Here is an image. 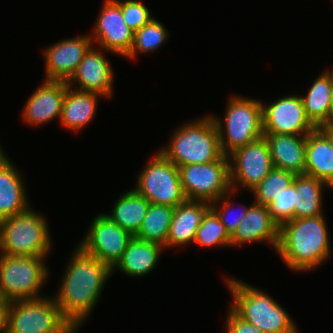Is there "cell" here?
Masks as SVG:
<instances>
[{
    "instance_id": "obj_16",
    "label": "cell",
    "mask_w": 333,
    "mask_h": 333,
    "mask_svg": "<svg viewBox=\"0 0 333 333\" xmlns=\"http://www.w3.org/2000/svg\"><path fill=\"white\" fill-rule=\"evenodd\" d=\"M93 45L90 34L65 38L43 49L45 80L68 81Z\"/></svg>"
},
{
    "instance_id": "obj_34",
    "label": "cell",
    "mask_w": 333,
    "mask_h": 333,
    "mask_svg": "<svg viewBox=\"0 0 333 333\" xmlns=\"http://www.w3.org/2000/svg\"><path fill=\"white\" fill-rule=\"evenodd\" d=\"M120 8L125 24L133 32L154 18L150 9L140 0H120Z\"/></svg>"
},
{
    "instance_id": "obj_29",
    "label": "cell",
    "mask_w": 333,
    "mask_h": 333,
    "mask_svg": "<svg viewBox=\"0 0 333 333\" xmlns=\"http://www.w3.org/2000/svg\"><path fill=\"white\" fill-rule=\"evenodd\" d=\"M169 36L170 33L164 24L153 18L134 32L132 48L125 58L134 60L142 53L158 51L163 44H166Z\"/></svg>"
},
{
    "instance_id": "obj_35",
    "label": "cell",
    "mask_w": 333,
    "mask_h": 333,
    "mask_svg": "<svg viewBox=\"0 0 333 333\" xmlns=\"http://www.w3.org/2000/svg\"><path fill=\"white\" fill-rule=\"evenodd\" d=\"M226 316L225 333H263L258 327L239 318L230 308Z\"/></svg>"
},
{
    "instance_id": "obj_38",
    "label": "cell",
    "mask_w": 333,
    "mask_h": 333,
    "mask_svg": "<svg viewBox=\"0 0 333 333\" xmlns=\"http://www.w3.org/2000/svg\"><path fill=\"white\" fill-rule=\"evenodd\" d=\"M5 311H0V333H4Z\"/></svg>"
},
{
    "instance_id": "obj_3",
    "label": "cell",
    "mask_w": 333,
    "mask_h": 333,
    "mask_svg": "<svg viewBox=\"0 0 333 333\" xmlns=\"http://www.w3.org/2000/svg\"><path fill=\"white\" fill-rule=\"evenodd\" d=\"M224 281L233 297L228 308L239 318L263 333H299L292 316L268 293L233 276Z\"/></svg>"
},
{
    "instance_id": "obj_36",
    "label": "cell",
    "mask_w": 333,
    "mask_h": 333,
    "mask_svg": "<svg viewBox=\"0 0 333 333\" xmlns=\"http://www.w3.org/2000/svg\"><path fill=\"white\" fill-rule=\"evenodd\" d=\"M318 129L329 139L331 148L333 149V124L318 127Z\"/></svg>"
},
{
    "instance_id": "obj_9",
    "label": "cell",
    "mask_w": 333,
    "mask_h": 333,
    "mask_svg": "<svg viewBox=\"0 0 333 333\" xmlns=\"http://www.w3.org/2000/svg\"><path fill=\"white\" fill-rule=\"evenodd\" d=\"M139 173L133 189L150 203L175 208L187 200L178 167L159 150L151 156Z\"/></svg>"
},
{
    "instance_id": "obj_10",
    "label": "cell",
    "mask_w": 333,
    "mask_h": 333,
    "mask_svg": "<svg viewBox=\"0 0 333 333\" xmlns=\"http://www.w3.org/2000/svg\"><path fill=\"white\" fill-rule=\"evenodd\" d=\"M187 200L212 203L232 191L228 156L205 164L178 167Z\"/></svg>"
},
{
    "instance_id": "obj_12",
    "label": "cell",
    "mask_w": 333,
    "mask_h": 333,
    "mask_svg": "<svg viewBox=\"0 0 333 333\" xmlns=\"http://www.w3.org/2000/svg\"><path fill=\"white\" fill-rule=\"evenodd\" d=\"M77 245L111 269L121 259L124 250L134 235L114 223L104 213L95 215L90 226Z\"/></svg>"
},
{
    "instance_id": "obj_14",
    "label": "cell",
    "mask_w": 333,
    "mask_h": 333,
    "mask_svg": "<svg viewBox=\"0 0 333 333\" xmlns=\"http://www.w3.org/2000/svg\"><path fill=\"white\" fill-rule=\"evenodd\" d=\"M262 106L263 134L308 135L316 127L307 118L300 95L289 94Z\"/></svg>"
},
{
    "instance_id": "obj_17",
    "label": "cell",
    "mask_w": 333,
    "mask_h": 333,
    "mask_svg": "<svg viewBox=\"0 0 333 333\" xmlns=\"http://www.w3.org/2000/svg\"><path fill=\"white\" fill-rule=\"evenodd\" d=\"M66 81L43 80L22 108V119L29 126L39 127L55 119L60 120Z\"/></svg>"
},
{
    "instance_id": "obj_18",
    "label": "cell",
    "mask_w": 333,
    "mask_h": 333,
    "mask_svg": "<svg viewBox=\"0 0 333 333\" xmlns=\"http://www.w3.org/2000/svg\"><path fill=\"white\" fill-rule=\"evenodd\" d=\"M279 241V225L271 218L267 206L253 201L246 215L231 235V246L250 243H266L276 251Z\"/></svg>"
},
{
    "instance_id": "obj_39",
    "label": "cell",
    "mask_w": 333,
    "mask_h": 333,
    "mask_svg": "<svg viewBox=\"0 0 333 333\" xmlns=\"http://www.w3.org/2000/svg\"><path fill=\"white\" fill-rule=\"evenodd\" d=\"M7 302L4 300L0 290V311H6Z\"/></svg>"
},
{
    "instance_id": "obj_32",
    "label": "cell",
    "mask_w": 333,
    "mask_h": 333,
    "mask_svg": "<svg viewBox=\"0 0 333 333\" xmlns=\"http://www.w3.org/2000/svg\"><path fill=\"white\" fill-rule=\"evenodd\" d=\"M235 194H237V192L232 190L224 196L220 197L218 200L210 203V208L217 214L220 221L225 225V229L230 236L236 230L238 224L242 221L251 205L249 204V206H247L239 204L238 210L235 209L234 204L236 203L230 200V196H235ZM234 210H237V213H233Z\"/></svg>"
},
{
    "instance_id": "obj_7",
    "label": "cell",
    "mask_w": 333,
    "mask_h": 333,
    "mask_svg": "<svg viewBox=\"0 0 333 333\" xmlns=\"http://www.w3.org/2000/svg\"><path fill=\"white\" fill-rule=\"evenodd\" d=\"M4 333H79L64 318L54 298L7 303Z\"/></svg>"
},
{
    "instance_id": "obj_4",
    "label": "cell",
    "mask_w": 333,
    "mask_h": 333,
    "mask_svg": "<svg viewBox=\"0 0 333 333\" xmlns=\"http://www.w3.org/2000/svg\"><path fill=\"white\" fill-rule=\"evenodd\" d=\"M173 130L169 143L159 151L177 167L214 162L224 156L211 114L184 122Z\"/></svg>"
},
{
    "instance_id": "obj_37",
    "label": "cell",
    "mask_w": 333,
    "mask_h": 333,
    "mask_svg": "<svg viewBox=\"0 0 333 333\" xmlns=\"http://www.w3.org/2000/svg\"><path fill=\"white\" fill-rule=\"evenodd\" d=\"M330 83H331L330 124H333V66L330 68Z\"/></svg>"
},
{
    "instance_id": "obj_30",
    "label": "cell",
    "mask_w": 333,
    "mask_h": 333,
    "mask_svg": "<svg viewBox=\"0 0 333 333\" xmlns=\"http://www.w3.org/2000/svg\"><path fill=\"white\" fill-rule=\"evenodd\" d=\"M194 244L206 248H231V236L211 208L203 216L202 222L196 231Z\"/></svg>"
},
{
    "instance_id": "obj_8",
    "label": "cell",
    "mask_w": 333,
    "mask_h": 333,
    "mask_svg": "<svg viewBox=\"0 0 333 333\" xmlns=\"http://www.w3.org/2000/svg\"><path fill=\"white\" fill-rule=\"evenodd\" d=\"M46 258L0 253V290L7 303L45 297L40 293L50 273Z\"/></svg>"
},
{
    "instance_id": "obj_11",
    "label": "cell",
    "mask_w": 333,
    "mask_h": 333,
    "mask_svg": "<svg viewBox=\"0 0 333 333\" xmlns=\"http://www.w3.org/2000/svg\"><path fill=\"white\" fill-rule=\"evenodd\" d=\"M228 159L231 189L236 192L242 188L250 192L274 168L264 136L236 149Z\"/></svg>"
},
{
    "instance_id": "obj_15",
    "label": "cell",
    "mask_w": 333,
    "mask_h": 333,
    "mask_svg": "<svg viewBox=\"0 0 333 333\" xmlns=\"http://www.w3.org/2000/svg\"><path fill=\"white\" fill-rule=\"evenodd\" d=\"M92 45L77 66L67 85L73 89L93 92L105 99L111 98L114 91V72L103 48ZM76 84V86H75ZM75 87V88H74Z\"/></svg>"
},
{
    "instance_id": "obj_24",
    "label": "cell",
    "mask_w": 333,
    "mask_h": 333,
    "mask_svg": "<svg viewBox=\"0 0 333 333\" xmlns=\"http://www.w3.org/2000/svg\"><path fill=\"white\" fill-rule=\"evenodd\" d=\"M305 174L333 188V149L329 139L318 128L306 136Z\"/></svg>"
},
{
    "instance_id": "obj_33",
    "label": "cell",
    "mask_w": 333,
    "mask_h": 333,
    "mask_svg": "<svg viewBox=\"0 0 333 333\" xmlns=\"http://www.w3.org/2000/svg\"><path fill=\"white\" fill-rule=\"evenodd\" d=\"M295 184H290L283 192L267 205L271 218L280 226L294 219Z\"/></svg>"
},
{
    "instance_id": "obj_40",
    "label": "cell",
    "mask_w": 333,
    "mask_h": 333,
    "mask_svg": "<svg viewBox=\"0 0 333 333\" xmlns=\"http://www.w3.org/2000/svg\"><path fill=\"white\" fill-rule=\"evenodd\" d=\"M5 153L4 149L0 145V157Z\"/></svg>"
},
{
    "instance_id": "obj_23",
    "label": "cell",
    "mask_w": 333,
    "mask_h": 333,
    "mask_svg": "<svg viewBox=\"0 0 333 333\" xmlns=\"http://www.w3.org/2000/svg\"><path fill=\"white\" fill-rule=\"evenodd\" d=\"M100 94L73 89L68 86L59 120L67 131L81 132L95 118Z\"/></svg>"
},
{
    "instance_id": "obj_19",
    "label": "cell",
    "mask_w": 333,
    "mask_h": 333,
    "mask_svg": "<svg viewBox=\"0 0 333 333\" xmlns=\"http://www.w3.org/2000/svg\"><path fill=\"white\" fill-rule=\"evenodd\" d=\"M6 153L0 157V220L12 217L32 205L22 173Z\"/></svg>"
},
{
    "instance_id": "obj_20",
    "label": "cell",
    "mask_w": 333,
    "mask_h": 333,
    "mask_svg": "<svg viewBox=\"0 0 333 333\" xmlns=\"http://www.w3.org/2000/svg\"><path fill=\"white\" fill-rule=\"evenodd\" d=\"M209 209L210 203L205 201L186 200L177 205L172 215L166 249L194 243L196 231Z\"/></svg>"
},
{
    "instance_id": "obj_27",
    "label": "cell",
    "mask_w": 333,
    "mask_h": 333,
    "mask_svg": "<svg viewBox=\"0 0 333 333\" xmlns=\"http://www.w3.org/2000/svg\"><path fill=\"white\" fill-rule=\"evenodd\" d=\"M111 213H104L114 223L135 235L143 222L150 202L133 188L119 195Z\"/></svg>"
},
{
    "instance_id": "obj_5",
    "label": "cell",
    "mask_w": 333,
    "mask_h": 333,
    "mask_svg": "<svg viewBox=\"0 0 333 333\" xmlns=\"http://www.w3.org/2000/svg\"><path fill=\"white\" fill-rule=\"evenodd\" d=\"M48 224L47 218L32 207L0 220V253L47 257L54 242Z\"/></svg>"
},
{
    "instance_id": "obj_21",
    "label": "cell",
    "mask_w": 333,
    "mask_h": 333,
    "mask_svg": "<svg viewBox=\"0 0 333 333\" xmlns=\"http://www.w3.org/2000/svg\"><path fill=\"white\" fill-rule=\"evenodd\" d=\"M165 248L155 242H148L133 237L124 250L121 259L112 268L128 277H143L151 273L159 263Z\"/></svg>"
},
{
    "instance_id": "obj_25",
    "label": "cell",
    "mask_w": 333,
    "mask_h": 333,
    "mask_svg": "<svg viewBox=\"0 0 333 333\" xmlns=\"http://www.w3.org/2000/svg\"><path fill=\"white\" fill-rule=\"evenodd\" d=\"M311 82L307 94L300 95L307 118L316 127L330 124L331 83L330 69L320 72Z\"/></svg>"
},
{
    "instance_id": "obj_2",
    "label": "cell",
    "mask_w": 333,
    "mask_h": 333,
    "mask_svg": "<svg viewBox=\"0 0 333 333\" xmlns=\"http://www.w3.org/2000/svg\"><path fill=\"white\" fill-rule=\"evenodd\" d=\"M324 214L295 218L279 226L276 253L288 269L297 273L315 271L328 261L331 239Z\"/></svg>"
},
{
    "instance_id": "obj_1",
    "label": "cell",
    "mask_w": 333,
    "mask_h": 333,
    "mask_svg": "<svg viewBox=\"0 0 333 333\" xmlns=\"http://www.w3.org/2000/svg\"><path fill=\"white\" fill-rule=\"evenodd\" d=\"M54 298L64 318L78 332L96 307L112 269L75 246Z\"/></svg>"
},
{
    "instance_id": "obj_22",
    "label": "cell",
    "mask_w": 333,
    "mask_h": 333,
    "mask_svg": "<svg viewBox=\"0 0 333 333\" xmlns=\"http://www.w3.org/2000/svg\"><path fill=\"white\" fill-rule=\"evenodd\" d=\"M274 168L305 174L306 135L263 134Z\"/></svg>"
},
{
    "instance_id": "obj_13",
    "label": "cell",
    "mask_w": 333,
    "mask_h": 333,
    "mask_svg": "<svg viewBox=\"0 0 333 333\" xmlns=\"http://www.w3.org/2000/svg\"><path fill=\"white\" fill-rule=\"evenodd\" d=\"M102 4L90 33L93 45L125 59L132 48L134 32L125 24L120 0H104Z\"/></svg>"
},
{
    "instance_id": "obj_28",
    "label": "cell",
    "mask_w": 333,
    "mask_h": 333,
    "mask_svg": "<svg viewBox=\"0 0 333 333\" xmlns=\"http://www.w3.org/2000/svg\"><path fill=\"white\" fill-rule=\"evenodd\" d=\"M173 212L174 208L171 206L150 203L142 225L134 237L160 244L166 250Z\"/></svg>"
},
{
    "instance_id": "obj_6",
    "label": "cell",
    "mask_w": 333,
    "mask_h": 333,
    "mask_svg": "<svg viewBox=\"0 0 333 333\" xmlns=\"http://www.w3.org/2000/svg\"><path fill=\"white\" fill-rule=\"evenodd\" d=\"M239 95L229 97L223 118L211 113L226 156L264 136L261 100Z\"/></svg>"
},
{
    "instance_id": "obj_31",
    "label": "cell",
    "mask_w": 333,
    "mask_h": 333,
    "mask_svg": "<svg viewBox=\"0 0 333 333\" xmlns=\"http://www.w3.org/2000/svg\"><path fill=\"white\" fill-rule=\"evenodd\" d=\"M295 174L286 170L273 168L269 174L250 193L257 204L267 206L284 189L293 183Z\"/></svg>"
},
{
    "instance_id": "obj_26",
    "label": "cell",
    "mask_w": 333,
    "mask_h": 333,
    "mask_svg": "<svg viewBox=\"0 0 333 333\" xmlns=\"http://www.w3.org/2000/svg\"><path fill=\"white\" fill-rule=\"evenodd\" d=\"M295 184V218L315 217L324 214V189L333 188L326 182L307 174L296 175Z\"/></svg>"
}]
</instances>
